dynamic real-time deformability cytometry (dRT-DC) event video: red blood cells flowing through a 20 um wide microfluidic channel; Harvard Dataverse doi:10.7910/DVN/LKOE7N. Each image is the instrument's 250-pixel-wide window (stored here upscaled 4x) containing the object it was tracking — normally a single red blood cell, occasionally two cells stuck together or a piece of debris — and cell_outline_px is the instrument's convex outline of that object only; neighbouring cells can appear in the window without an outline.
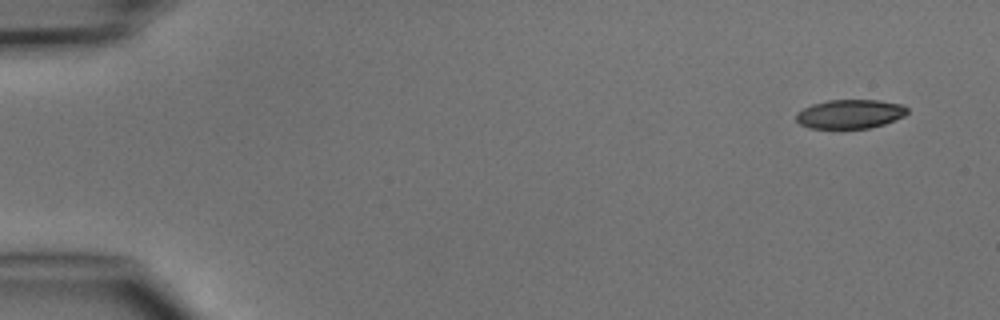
{"species": "common noctule bat (a hibernating species)", "species_latin": "Nyctalus noctula", "temperature_condition": "cold", "stored_images_in_passage": 3, "camera_frame_rate_fps": 3000, "um_per_image_px": 0.085, "animal": {"sex": "male", "body_mass_g": 15.6}, "frame": {"image": 1, "passage_image": 1, "time_ms": 0.0, "image_size_px": [1000, 320], "cell_outline_px": [[908, 112], [904, 116], [884, 124], [868, 128], [808, 128], [800, 124], [796, 120], [796, 112], [812, 104], [828, 100], [880, 100], [904, 104], [908, 108]], "centroid_in_image_um": [72.27, 9.68], "position_along_channel_um": 12.7, "area_um2": 18.9}}